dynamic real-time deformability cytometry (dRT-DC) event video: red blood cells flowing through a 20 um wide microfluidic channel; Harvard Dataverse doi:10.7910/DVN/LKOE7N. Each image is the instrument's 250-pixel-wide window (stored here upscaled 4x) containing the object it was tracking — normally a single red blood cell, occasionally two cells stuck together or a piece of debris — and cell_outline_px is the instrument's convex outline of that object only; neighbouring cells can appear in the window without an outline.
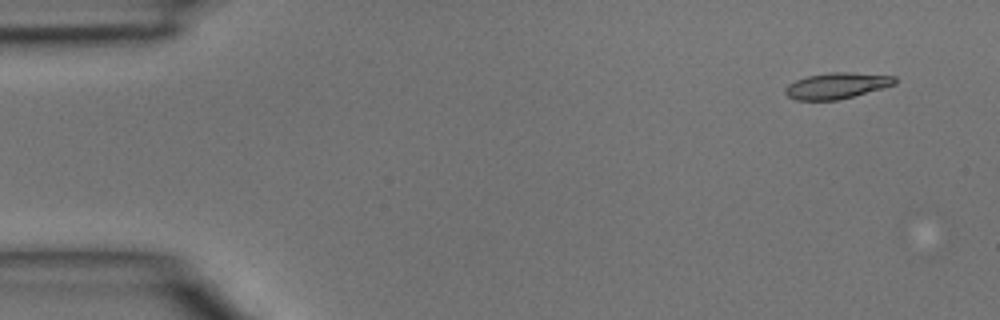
{"species": "common noctule bat (a hibernating species)", "species_latin": "Nyctalus noctula", "temperature_condition": "room temperature", "stored_images_in_passage": 4, "camera_frame_rate_fps": 3000, "um_per_image_px": 0.085, "animal": {"sex": "male", "body_mass_g": 15.6}, "frame": {"image": 1, "passage_image": 1, "time_ms": 0.0, "image_size_px": [1000, 320], "cell_outline_px": [[896, 84], [852, 96], [836, 100], [796, 100], [788, 96], [784, 92], [784, 88], [788, 84], [796, 80], [808, 76], [828, 72], [852, 72], [896, 76]], "centroid_in_image_um": [71.1, 7.27], "position_along_channel_um": 13.9, "area_um2": 16.53}}
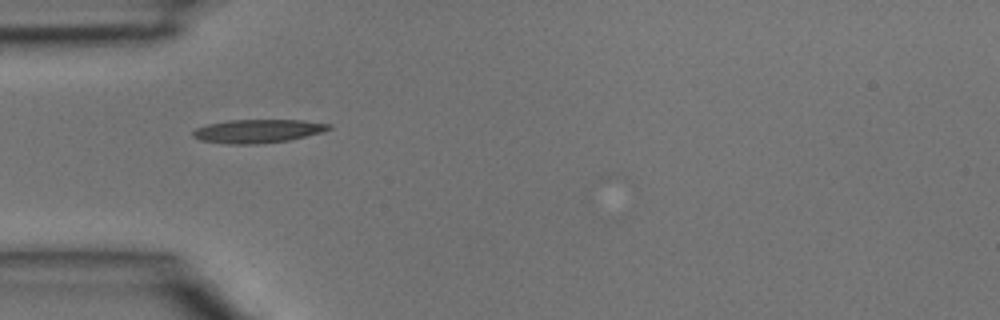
{"frame": {"image": 2, "passage_image": 4, "time_ms": 1.0, "image_size_px": [1000, 320], "cell_outline_px": [[332, 128], [324, 132], [288, 140], [256, 144], [232, 144], [200, 140], [192, 136], [192, 132], [196, 128], [208, 124], [228, 120], [304, 120], [332, 124]], "centroid_in_image_um": [21.94, 11.13], "position_along_channel_um": 63.1, "area_um2": 18.61}}